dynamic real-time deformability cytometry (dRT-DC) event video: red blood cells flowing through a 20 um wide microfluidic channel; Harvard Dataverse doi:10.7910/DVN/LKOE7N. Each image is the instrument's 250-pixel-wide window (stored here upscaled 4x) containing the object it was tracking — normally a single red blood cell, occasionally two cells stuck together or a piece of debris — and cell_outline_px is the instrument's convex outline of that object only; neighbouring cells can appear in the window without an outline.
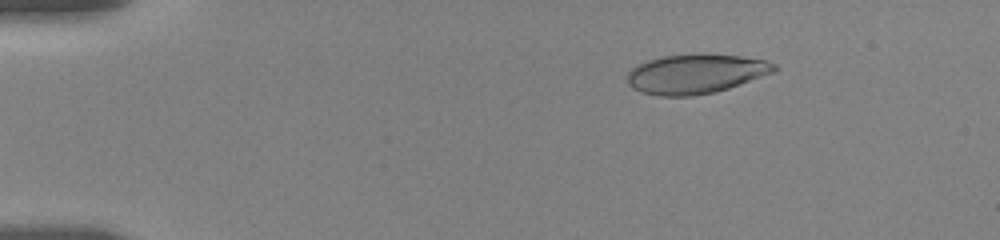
{"species": "human", "species_latin": "Homo sapiens", "temperature_condition": "room temperature", "stored_images_in_passage": 12, "camera_frame_rate_fps": 3000, "um_per_image_px": 0.085, "donor": {"sex": "female"}, "frame": {"image": 1, "passage_image": 3, "time_ms": 1.333, "image_size_px": [1000, 240], "cell_outline_px": [[780, 68], [776, 72], [716, 92], [692, 96], [660, 96], [640, 92], [632, 88], [628, 84], [628, 72], [636, 64], [660, 56], [696, 52], [704, 52], [740, 56], [764, 60], [776, 64]], "centroid_in_image_um": [59.15, 6.25], "position_along_channel_um": 25.9, "area_um2": 34.56}}
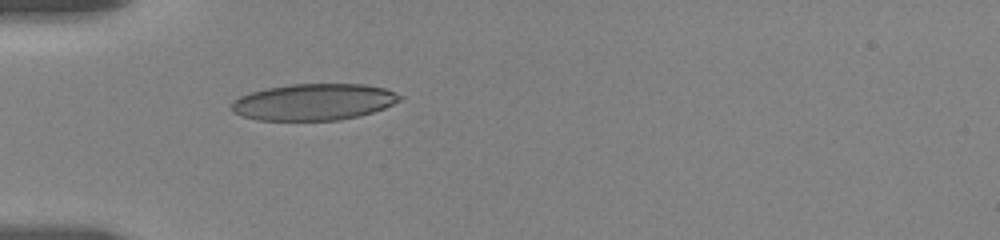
{"frame": {"image": 2, "passage_image": 8, "time_ms": 4.333, "image_size_px": [1000, 240], "cell_outline_px": [[404, 96], [400, 100], [384, 108], [360, 116], [340, 120], [256, 120], [232, 112], [232, 100], [240, 96], [252, 92], [268, 88], [292, 84], [364, 84], [384, 88]], "centroid_in_image_um": [26.68, 8.67], "position_along_channel_um": 58.3, "area_um2": 35.72}}
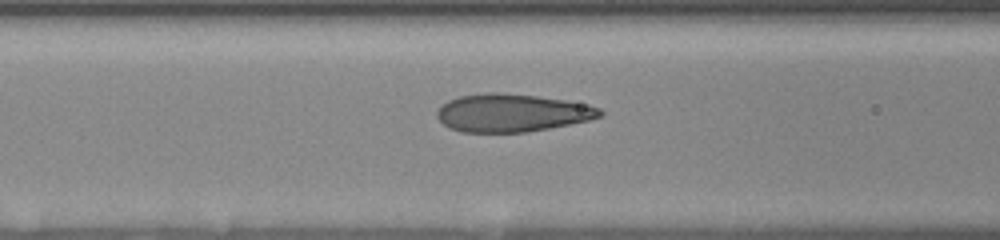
{"frame": {"image": 3, "passage_image": 11, "time_ms": 6.333, "image_size_px": [1000, 240], "cell_outline_px": [[604, 116], [588, 120], [548, 128], [524, 132], [460, 132], [448, 128], [436, 116], [436, 112], [448, 100], [460, 96], [492, 92], [496, 92], [536, 96], [564, 100], [588, 104], [600, 108], [604, 112]], "centroid_in_image_um": [43.52, 9.6], "position_along_channel_um": 123.1, "area_um2": 35.78}}